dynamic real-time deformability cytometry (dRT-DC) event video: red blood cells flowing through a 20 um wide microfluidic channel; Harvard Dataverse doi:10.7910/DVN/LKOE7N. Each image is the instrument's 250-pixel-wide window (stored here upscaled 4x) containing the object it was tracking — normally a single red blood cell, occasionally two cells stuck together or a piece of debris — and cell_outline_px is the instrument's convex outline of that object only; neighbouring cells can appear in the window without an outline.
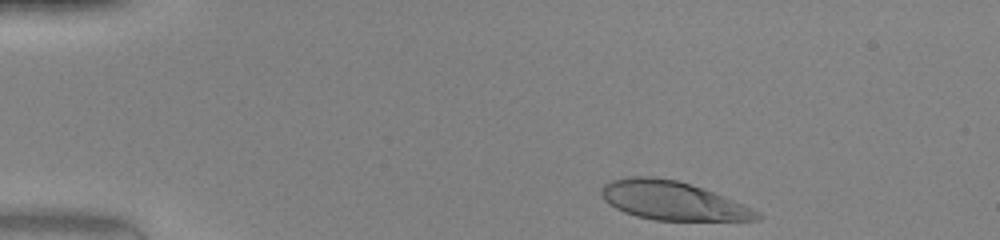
{"species": "human", "species_latin": "Homo sapiens", "temperature_condition": "warm", "stored_images_in_passage": 41, "camera_frame_rate_fps": 3000, "um_per_image_px": 0.085, "donor": {"sex": "female"}, "frame": {"image": 1, "passage_image": 1, "time_ms": 0.0, "image_size_px": [1000, 240], "cell_outline_px": [[764, 216], [760, 220], [652, 220], [636, 216], [624, 212], [608, 204], [604, 200], [600, 192], [600, 188], [604, 184], [612, 180], [628, 176], [652, 176], [680, 180], [724, 196], [744, 204], [760, 212]], "centroid_in_image_um": [57.16, 17.05], "position_along_channel_um": 27.8, "area_um2": 35.37}}
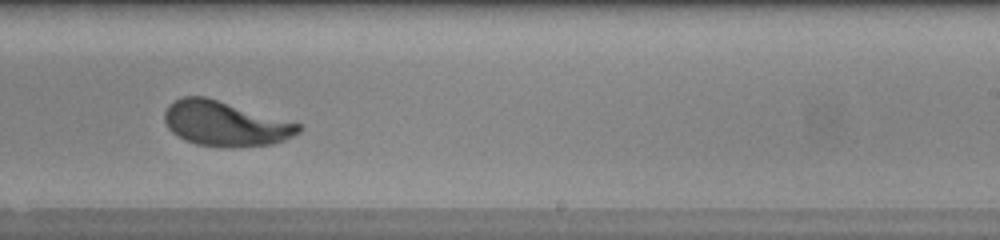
{"frame": {"image": 2, "passage_image": 24, "time_ms": 7.667, "image_size_px": [1000, 240], "cell_outline_px": [[304, 128], [300, 132], [284, 140], [272, 144], [232, 148], [196, 144], [184, 140], [172, 132], [168, 128], [164, 120], [164, 112], [168, 104], [184, 96], [204, 96], [300, 124]], "centroid_in_image_um": [19.12, 10.52], "position_along_channel_um": 269.9, "area_um2": 34.91}}
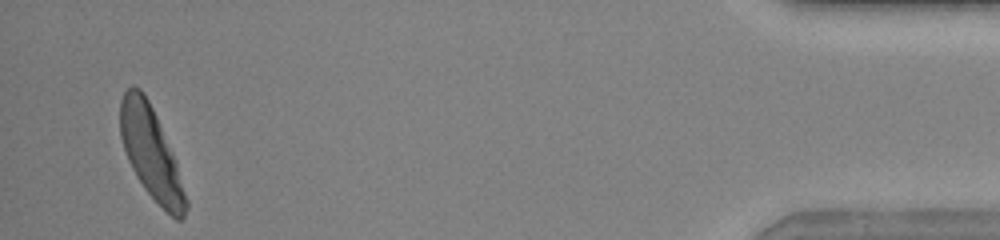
{"frame": {"image": 3, "passage_image": 40, "time_ms": 13.0, "image_size_px": [1000, 240], "cell_outline_px": [[188, 208], [184, 216], [180, 220], [176, 220], [144, 188], [136, 176], [128, 160], [120, 136], [120, 100], [124, 92], [132, 84], [140, 88], [144, 92], [156, 116], [176, 160], [188, 200]], "centroid_in_image_um": [12.84, 12.99], "position_along_channel_um": 422.4, "area_um2": 34.74}, "authors_computed_cell_mechanics": {"area_um2": 35.3736, "velocity_mm_per_s": 4.2343, "shape_relaxation_time_tau1_ms": 2.9991, "shape_relaxation_time_tau2_ms": null, "deformation_change_tau1": 0.2022, "deformation_change_tau2": null}}